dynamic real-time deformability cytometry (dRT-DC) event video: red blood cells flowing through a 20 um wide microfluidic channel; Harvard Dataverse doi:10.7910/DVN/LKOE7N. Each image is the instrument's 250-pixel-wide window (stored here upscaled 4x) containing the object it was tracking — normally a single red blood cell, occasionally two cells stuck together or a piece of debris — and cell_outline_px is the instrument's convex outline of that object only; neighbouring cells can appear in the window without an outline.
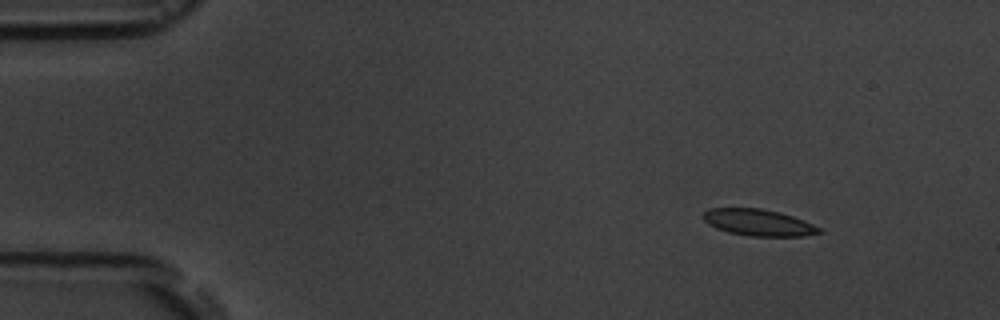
{"species": "common noctule bat (a hibernating species)", "species_latin": "Nyctalus noctula", "temperature_condition": "room temperature", "stored_images_in_passage": 4, "camera_frame_rate_fps": 3000, "um_per_image_px": 0.085, "animal": {"sex": "male", "body_mass_g": 19.5, "forearm_length_mm": 54.6}, "frame": {"image": 1, "passage_image": 2, "time_ms": 1.0, "image_size_px": [1000, 320], "cell_outline_px": [[824, 232], [804, 236], [748, 236], [728, 232], [716, 228], [708, 224], [704, 220], [704, 212], [708, 208], [760, 208], [792, 216], [804, 220], [820, 228]], "centroid_in_image_um": [64.46, 18.92], "position_along_channel_um": 20.5, "area_um2": 17.86}}